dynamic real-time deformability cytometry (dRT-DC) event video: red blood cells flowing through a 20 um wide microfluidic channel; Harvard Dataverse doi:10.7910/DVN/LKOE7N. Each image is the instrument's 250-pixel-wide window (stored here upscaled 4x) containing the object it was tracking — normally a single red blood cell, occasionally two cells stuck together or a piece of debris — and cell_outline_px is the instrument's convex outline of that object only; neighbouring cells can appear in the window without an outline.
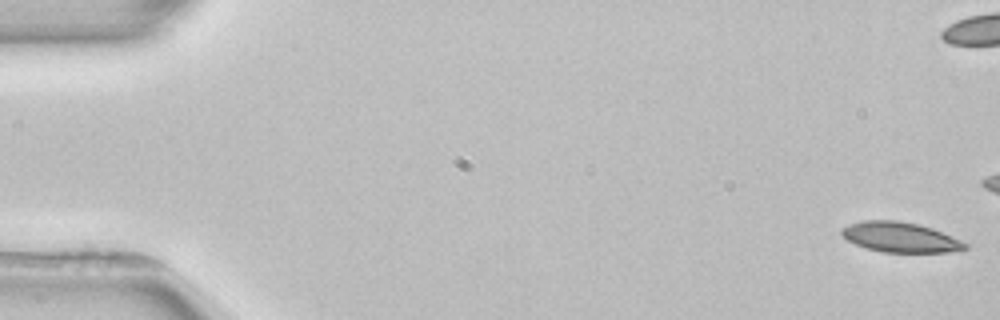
{"species": "common noctule bat (a hibernating species)", "species_latin": "Nyctalus noctula", "temperature_condition": "room temperature", "stored_images_in_passage": 5, "camera_frame_rate_fps": 3000, "um_per_image_px": 0.085, "animal": {"sex": "female", "body_mass_g": 22.7, "forearm_length_mm": 54.2}, "frame": {"image": 1, "passage_image": 1, "time_ms": 0.0, "image_size_px": [1000, 320], "cell_outline_px": [[972, 244], [968, 248], [948, 252], [884, 252], [868, 248], [856, 244], [848, 240], [840, 232], [840, 228], [848, 224], [864, 220], [896, 220], [920, 224], [932, 228]], "centroid_in_image_um": [76.56, 20.15], "position_along_channel_um": 8.4, "area_um2": 21.73}}